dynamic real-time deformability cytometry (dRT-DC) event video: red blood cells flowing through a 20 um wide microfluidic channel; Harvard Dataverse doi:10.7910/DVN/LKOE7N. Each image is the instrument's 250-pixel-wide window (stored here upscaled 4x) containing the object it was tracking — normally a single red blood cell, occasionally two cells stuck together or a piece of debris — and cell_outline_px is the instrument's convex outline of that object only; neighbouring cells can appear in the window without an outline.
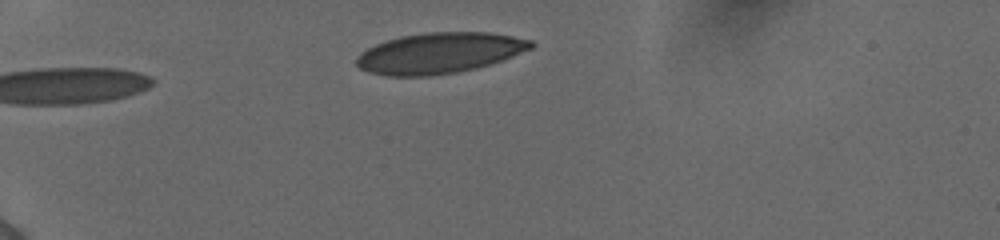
{"species": "human", "species_latin": "Homo sapiens", "temperature_condition": "cold", "stored_images_in_passage": 34, "camera_frame_rate_fps": 3000, "um_per_image_px": 0.085, "donor": {"sex": "female"}, "frame": {"image": 1, "passage_image": 1, "time_ms": 0.0, "image_size_px": [1000, 240], "cell_outline_px": [[536, 44], [532, 48], [492, 64], [476, 68], [456, 72], [428, 76], [388, 76], [368, 72], [360, 68], [356, 64], [356, 56], [360, 52], [376, 44], [400, 36], [428, 32], [492, 32], [532, 40]], "centroid_in_image_um": [37.35, 4.51], "position_along_channel_um": 47.6, "area_um2": 41.5}}
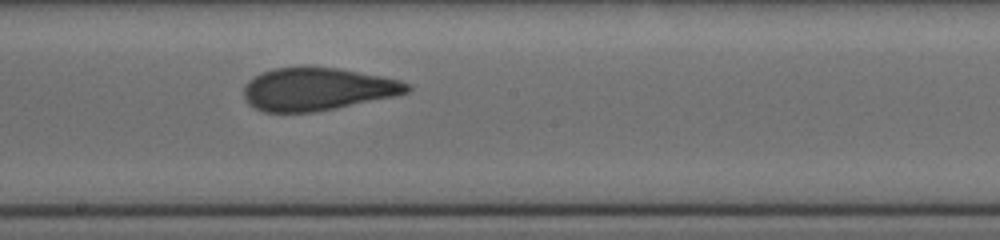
{"frame": {"image": 2, "passage_image": 18, "time_ms": 5.667, "image_size_px": [1000, 240], "cell_outline_px": [[412, 88], [408, 92], [396, 96], [312, 112], [264, 112], [248, 104], [244, 100], [244, 88], [248, 80], [260, 72], [272, 68], [308, 64], [336, 68], [384, 76], [400, 80], [408, 84]], "centroid_in_image_um": [26.94, 7.53], "position_along_channel_um": 221.3, "area_um2": 41.33}}
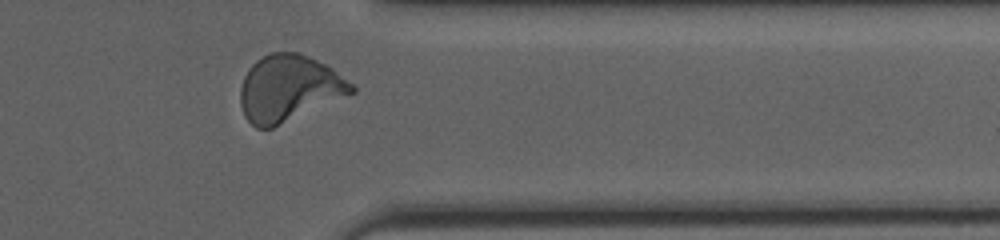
{"frame": {"image": 3, "passage_image": 31, "time_ms": 10.0, "image_size_px": [1000, 240], "cell_outline_px": [[356, 92], [272, 128], [256, 128], [244, 116], [240, 104], [240, 88], [244, 76], [248, 68], [256, 60], [268, 52], [300, 52], [332, 68], [352, 84], [356, 88]], "centroid_in_image_um": [24.53, 7.5], "position_along_channel_um": 386.9, "area_um2": 42.95}, "authors_computed_cell_mechanics": {"area_um2": 41.4137, "velocity_mm_per_s": 3.8847, "shape_relaxation_time_tau1_ms": null, "shape_relaxation_time_tau2_ms": 0.7509, "deformation_change_tau1": null, "deformation_change_tau2": 0.0654}}